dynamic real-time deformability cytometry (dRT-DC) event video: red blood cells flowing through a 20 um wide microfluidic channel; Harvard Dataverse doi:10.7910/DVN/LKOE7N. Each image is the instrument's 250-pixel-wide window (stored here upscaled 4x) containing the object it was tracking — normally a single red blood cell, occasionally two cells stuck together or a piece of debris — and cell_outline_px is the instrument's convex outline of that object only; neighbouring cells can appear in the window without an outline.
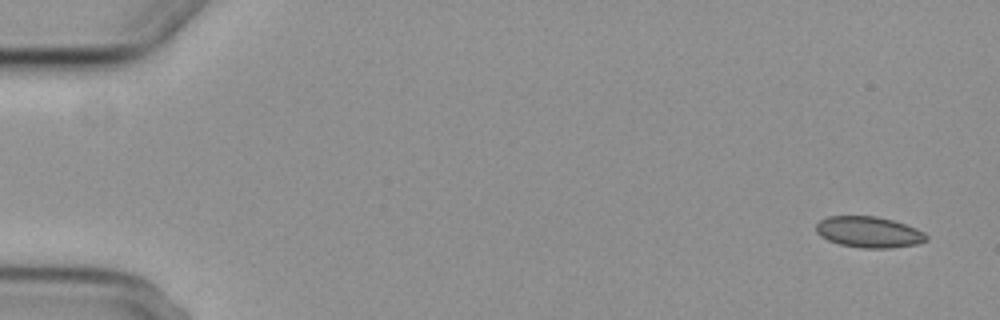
{"species": "common noctule bat (a hibernating species)", "species_latin": "Nyctalus noctula", "temperature_condition": "cold", "stored_images_in_passage": 2, "camera_frame_rate_fps": 3000, "um_per_image_px": 0.085, "animal": {"sex": "female", "body_mass_g": 29.2, "forearm_length_mm": 56.3}, "frame": {"image": 1, "passage_image": 1, "time_ms": 0.0, "image_size_px": [1000, 320], "cell_outline_px": [[928, 240], [916, 244], [892, 248], [860, 248], [840, 244], [828, 240], [820, 236], [816, 232], [816, 224], [820, 220], [828, 216], [876, 216], [892, 220], [916, 228], [924, 232], [928, 236]], "centroid_in_image_um": [73.85, 19.73], "position_along_channel_um": 11.2, "area_um2": 20.0}}